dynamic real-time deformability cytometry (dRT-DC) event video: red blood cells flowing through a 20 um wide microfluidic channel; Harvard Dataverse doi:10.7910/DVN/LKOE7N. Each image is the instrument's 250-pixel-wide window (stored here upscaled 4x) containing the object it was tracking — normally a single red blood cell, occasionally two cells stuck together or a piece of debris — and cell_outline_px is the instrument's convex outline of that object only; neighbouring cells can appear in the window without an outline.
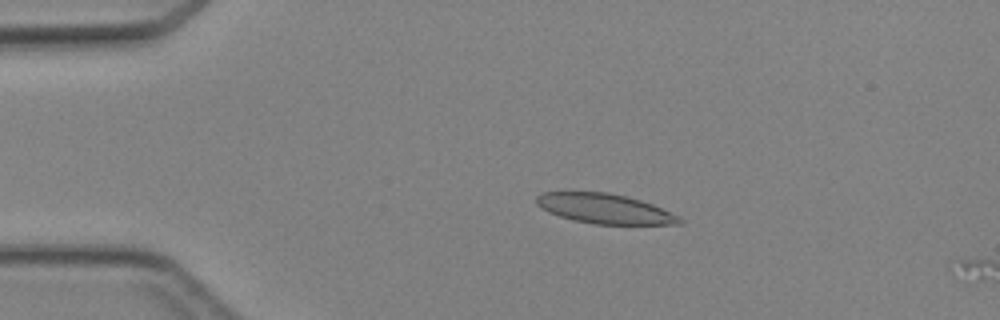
{"species": "Egyptian fruit bat (a non-hibernating species)", "species_latin": "Rousettus aegyptiacus", "temperature_condition": "cold", "stored_images_in_passage": 3, "camera_frame_rate_fps": 3000, "um_per_image_px": 0.085, "animal": {"sex": "female"}, "frame": {"image": 1, "passage_image": 2, "time_ms": 1.333, "image_size_px": [1000, 320], "cell_outline_px": [[684, 224], [596, 224], [572, 220], [548, 212], [540, 208], [536, 204], [536, 196], [540, 192], [608, 192], [640, 200], [652, 204], [680, 216], [684, 220]], "centroid_in_image_um": [51.39, 17.74], "position_along_channel_um": 33.6, "area_um2": 24.91}}